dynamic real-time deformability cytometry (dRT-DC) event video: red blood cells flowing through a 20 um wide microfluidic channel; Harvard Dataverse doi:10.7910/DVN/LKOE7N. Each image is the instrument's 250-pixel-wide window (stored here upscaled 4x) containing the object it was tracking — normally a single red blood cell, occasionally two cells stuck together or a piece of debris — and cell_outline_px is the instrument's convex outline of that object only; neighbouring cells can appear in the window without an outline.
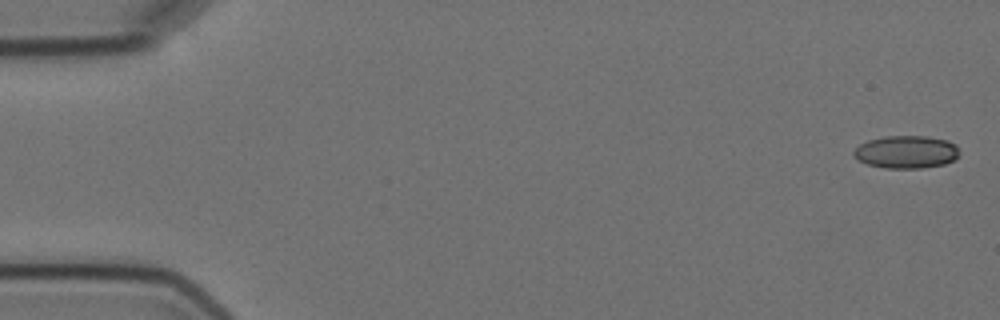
{"species": "Egyptian fruit bat (a non-hibernating species)", "species_latin": "Rousettus aegyptiacus", "temperature_condition": "cold", "stored_images_in_passage": 5, "camera_frame_rate_fps": 3000, "um_per_image_px": 0.085, "animal": {"sex": "female"}, "frame": {"image": 1, "passage_image": 1, "time_ms": 0.0, "image_size_px": [1000, 320], "cell_outline_px": [[960, 152], [952, 160], [944, 164], [920, 168], [884, 168], [868, 164], [852, 156], [852, 152], [860, 144], [868, 140], [884, 136], [928, 136], [948, 140], [956, 144]], "centroid_in_image_um": [77.03, 12.9], "position_along_channel_um": 8.0, "area_um2": 20.17}}
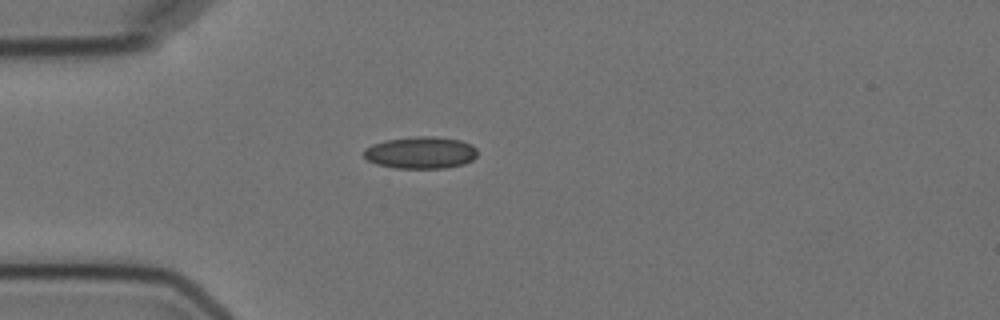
{"frame": {"image": 2, "passage_image": 5, "time_ms": 4.667, "image_size_px": [1000, 320], "cell_outline_px": [[476, 156], [472, 160], [464, 164], [444, 168], [396, 168], [376, 164], [368, 160], [364, 156], [364, 148], [372, 144], [384, 140], [416, 136], [432, 136], [460, 140], [472, 144], [476, 148]], "centroid_in_image_um": [35.75, 12.97], "position_along_channel_um": 49.3, "area_um2": 21.27}}